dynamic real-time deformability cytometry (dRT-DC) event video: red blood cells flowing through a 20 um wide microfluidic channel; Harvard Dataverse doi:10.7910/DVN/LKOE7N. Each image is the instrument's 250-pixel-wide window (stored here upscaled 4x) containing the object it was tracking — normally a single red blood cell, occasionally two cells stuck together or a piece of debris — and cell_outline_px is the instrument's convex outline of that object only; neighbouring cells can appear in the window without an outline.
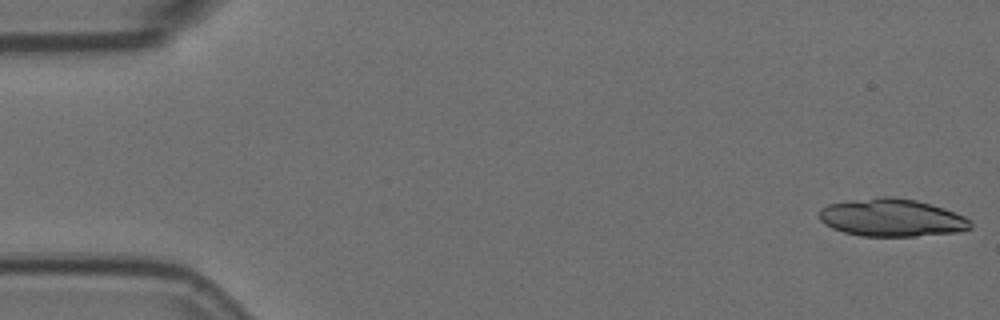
{"species": "Egyptian fruit bat (a non-hibernating species)", "species_latin": "Rousettus aegyptiacus", "temperature_condition": "room temperature", "stored_images_in_passage": 29, "camera_frame_rate_fps": 3000, "um_per_image_px": 0.085, "animal": {"sex": "female"}, "frame": {"image": 1, "passage_image": 1, "time_ms": 0.0, "image_size_px": [1000, 320], "cell_outline_px": [[972, 228], [960, 232], [916, 236], [860, 236], [844, 232], [832, 228], [824, 224], [816, 216], [820, 208], [828, 204], [852, 200], [880, 196], [892, 196], [916, 200], [932, 204], [944, 208], [964, 216], [972, 224]], "centroid_in_image_um": [75.77, 18.5], "position_along_channel_um": 9.2, "area_um2": 33.58}}
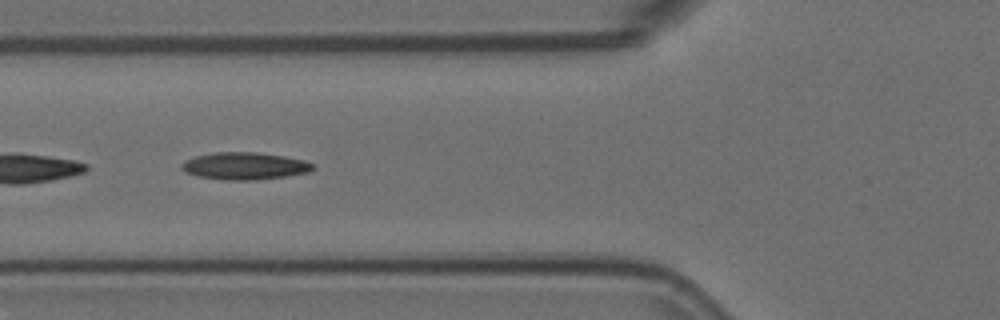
{"frame": {"image": 2, "passage_image": 21, "time_ms": 6.667, "image_size_px": [1000, 320], "cell_outline_px": [[316, 168], [308, 172], [284, 176], [256, 180], [224, 180], [196, 176], [184, 172], [180, 168], [180, 164], [196, 156], [212, 152], [256, 152], [284, 156], [304, 160], [316, 164]], "centroid_in_image_um": [20.79, 14.11], "position_along_channel_um": 105.0, "area_um2": 20.98}}